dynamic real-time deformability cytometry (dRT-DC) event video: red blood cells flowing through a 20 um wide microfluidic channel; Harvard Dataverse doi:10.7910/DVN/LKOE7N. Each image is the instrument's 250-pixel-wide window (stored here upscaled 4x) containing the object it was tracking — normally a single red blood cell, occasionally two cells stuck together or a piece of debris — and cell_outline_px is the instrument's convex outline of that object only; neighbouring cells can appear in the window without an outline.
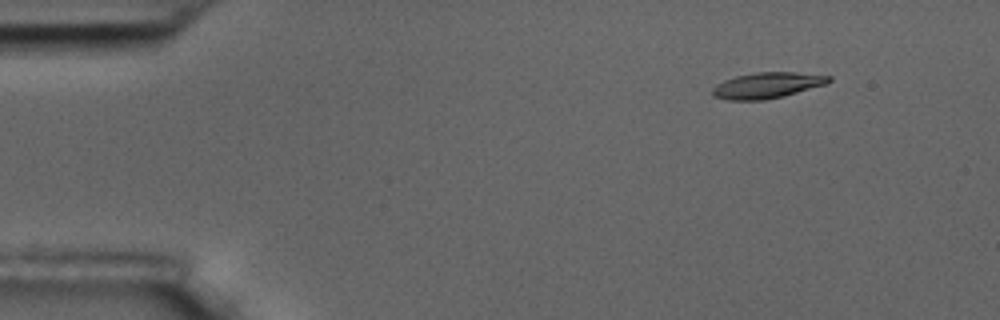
{"species": "common noctule bat (a hibernating species)", "species_latin": "Nyctalus noctula", "temperature_condition": "room temperature", "stored_images_in_passage": 5, "camera_frame_rate_fps": 3000, "um_per_image_px": 0.085, "animal": {"sex": "male", "body_mass_g": 17.5, "forearm_length_mm": 52.3}, "frame": {"image": 1, "passage_image": 2, "time_ms": 0.333, "image_size_px": [1000, 320], "cell_outline_px": [[832, 80], [824, 84], [784, 96], [764, 100], [728, 100], [712, 96], [712, 88], [716, 84], [724, 80], [736, 76], [756, 72], [796, 72], [832, 76]], "centroid_in_image_um": [65.17, 7.25], "position_along_channel_um": 19.8, "area_um2": 17.51}}
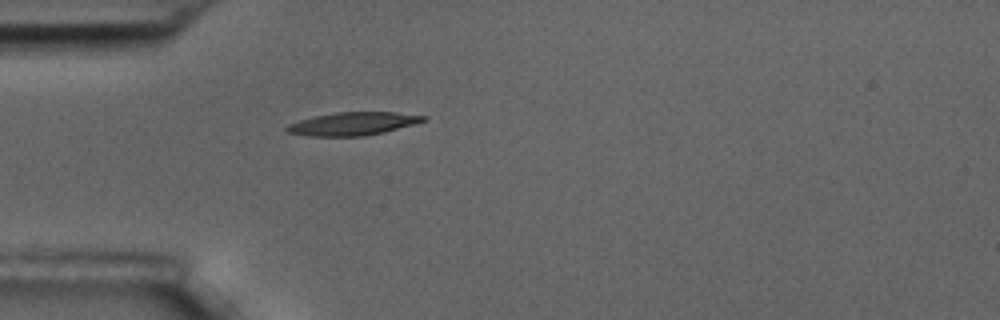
{"frame": {"image": 2, "passage_image": 5, "time_ms": 1.333, "image_size_px": [1000, 320], "cell_outline_px": [[428, 120], [384, 132], [364, 136], [308, 136], [288, 132], [284, 128], [288, 124], [312, 116], [336, 112], [396, 112], [428, 116]], "centroid_in_image_um": [30.0, 10.51], "position_along_channel_um": 55.0, "area_um2": 18.44}}